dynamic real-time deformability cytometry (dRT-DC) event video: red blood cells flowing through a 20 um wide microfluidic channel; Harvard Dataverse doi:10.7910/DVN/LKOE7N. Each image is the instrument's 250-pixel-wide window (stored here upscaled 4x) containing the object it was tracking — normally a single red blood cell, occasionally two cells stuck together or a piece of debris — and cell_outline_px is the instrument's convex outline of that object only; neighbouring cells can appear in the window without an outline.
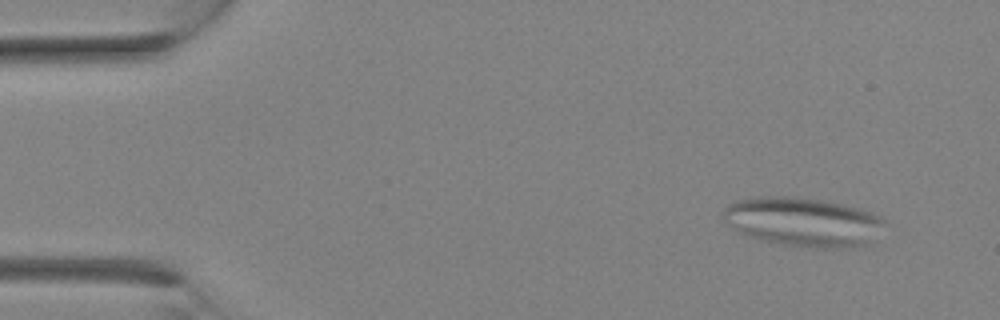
{"species": "Egyptian fruit bat (a non-hibernating species)", "species_latin": "Rousettus aegyptiacus", "temperature_condition": "room temperature", "stored_images_in_passage": 14, "camera_frame_rate_fps": 3000, "um_per_image_px": 0.085, "animal": {"sex": "female"}, "frame": {"image": 1, "passage_image": 3, "time_ms": 0.667, "image_size_px": [1000, 320], "cell_outline_px": [[888, 224], [872, 244], [852, 248], [816, 248], [784, 244], [764, 240], [748, 236], [740, 232], [728, 224], [724, 220], [724, 208], [728, 204], [736, 200], [764, 196], [788, 196], [820, 200], [864, 208], [888, 220]], "centroid_in_image_um": [68.4, 18.87], "position_along_channel_um": 16.6, "area_um2": 46.76}}